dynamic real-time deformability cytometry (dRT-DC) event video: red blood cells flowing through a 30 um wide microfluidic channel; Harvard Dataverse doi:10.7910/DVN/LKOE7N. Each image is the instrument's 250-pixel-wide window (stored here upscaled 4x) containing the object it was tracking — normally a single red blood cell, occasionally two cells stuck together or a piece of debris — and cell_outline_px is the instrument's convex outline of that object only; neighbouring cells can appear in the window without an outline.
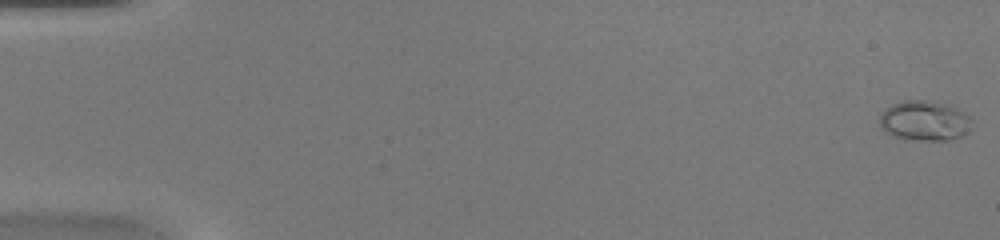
{"species": "common noctule bat (a hibernating species)", "species_latin": "Nyctalus noctula", "temperature_condition": "warm", "stored_images_in_passage": 49, "camera_frame_rate_fps": 3000, "um_per_image_px": 0.085, "animal": {"sex": "female", "body_mass_g": 20.0, "forearm_length_mm": 54.0}, "frame": {"image": 1, "passage_image": 1, "time_ms": 0.0, "image_size_px": [1000, 240], "cell_outline_px": [[972, 128], [968, 132], [960, 136], [948, 140], [904, 140], [892, 136], [884, 132], [880, 128], [880, 112], [884, 108], [892, 104], [904, 100], [936, 100], [952, 104], [968, 116], [972, 120]], "centroid_in_image_um": [78.57, 10.25], "position_along_channel_um": 6.4, "area_um2": 22.25}}
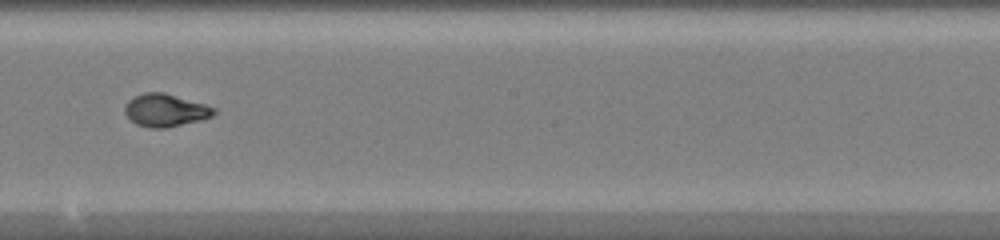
{"frame": {"image": 2, "passage_image": 29, "time_ms": 9.333, "image_size_px": [1000, 240], "cell_outline_px": [[216, 112], [212, 116], [200, 120], [164, 128], [148, 128], [136, 124], [124, 112], [124, 108], [128, 100], [144, 92], [164, 92], [204, 104], [216, 108]], "centroid_in_image_um": [14.05, 9.37], "position_along_channel_um": 234.2, "area_um2": 16.82}}
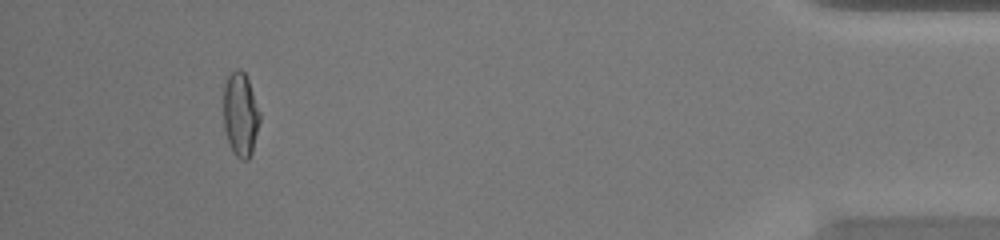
{"frame": {"image": 3, "passage_image": 46, "time_ms": 15.0, "image_size_px": [1000, 240], "cell_outline_px": [[260, 120], [252, 152], [248, 160], [240, 160], [236, 156], [228, 144], [224, 128], [224, 80], [236, 68], [240, 68], [244, 72], [248, 80], [260, 112]], "centroid_in_image_um": [20.43, 9.73], "position_along_channel_um": 414.8, "area_um2": 17.86}, "authors_computed_cell_mechanics": {"area_um2": 16.9354, "velocity_mm_per_s": 4.2843, "shape_relaxation_time_tau1_ms": 7.5973, "shape_relaxation_time_tau2_ms": null, "deformation_change_tau1": 0.2774, "deformation_change_tau2": null}}